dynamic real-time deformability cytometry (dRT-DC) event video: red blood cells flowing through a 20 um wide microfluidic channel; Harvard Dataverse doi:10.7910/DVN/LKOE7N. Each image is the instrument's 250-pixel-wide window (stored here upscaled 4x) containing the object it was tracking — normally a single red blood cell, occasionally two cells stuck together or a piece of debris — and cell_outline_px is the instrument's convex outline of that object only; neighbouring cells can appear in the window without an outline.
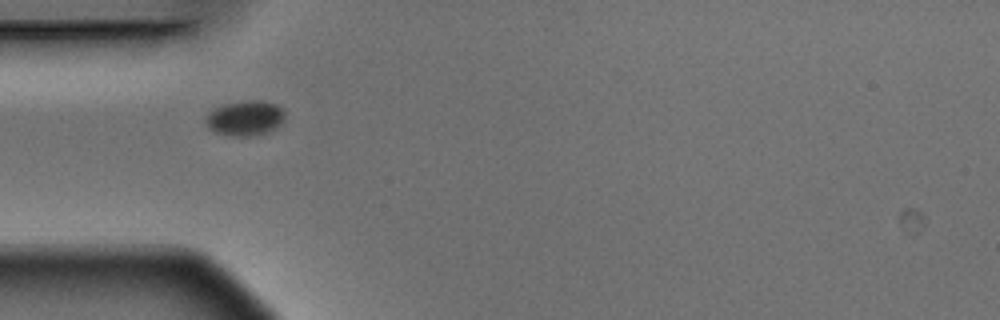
{"species": "Egyptian fruit bat (a non-hibernating species)", "species_latin": "Rousettus aegyptiacus", "temperature_condition": "warm", "stored_images_in_passage": 2, "camera_frame_rate_fps": 3000, "um_per_image_px": 0.085, "animal": {"sex": "male"}, "frame": {"image": 1, "passage_image": 1, "time_ms": 0.0, "image_size_px": [1000, 320], "cell_outline_px": [[284, 120], [276, 128], [268, 132], [248, 136], [228, 136], [216, 132], [208, 128], [204, 120], [208, 112], [224, 104], [252, 100], [260, 100], [276, 104], [284, 112]], "centroid_in_image_um": [20.82, 10.05], "position_along_channel_um": 64.2, "area_um2": 16.13}}
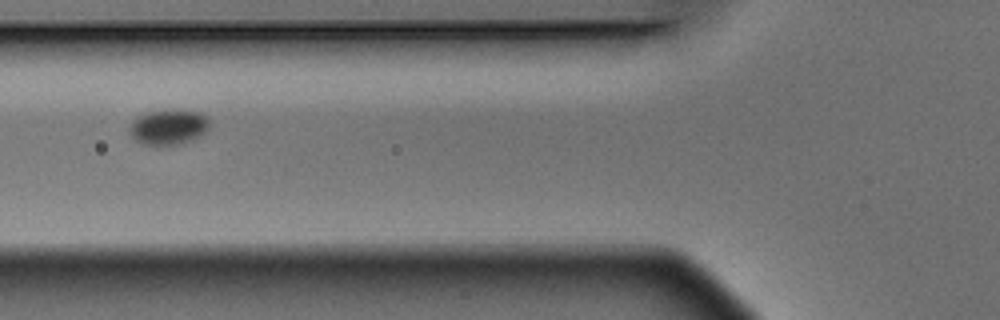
{"frame": {"image": 2, "passage_image": 2, "time_ms": 0.333, "image_size_px": [1000, 320], "cell_outline_px": [[208, 128], [200, 136], [192, 140], [180, 144], [144, 144], [136, 140], [128, 132], [128, 128], [132, 120], [136, 116], [148, 112], [200, 112], [208, 120]], "centroid_in_image_um": [14.26, 10.83], "position_along_channel_um": 111.5, "area_um2": 15.78}}